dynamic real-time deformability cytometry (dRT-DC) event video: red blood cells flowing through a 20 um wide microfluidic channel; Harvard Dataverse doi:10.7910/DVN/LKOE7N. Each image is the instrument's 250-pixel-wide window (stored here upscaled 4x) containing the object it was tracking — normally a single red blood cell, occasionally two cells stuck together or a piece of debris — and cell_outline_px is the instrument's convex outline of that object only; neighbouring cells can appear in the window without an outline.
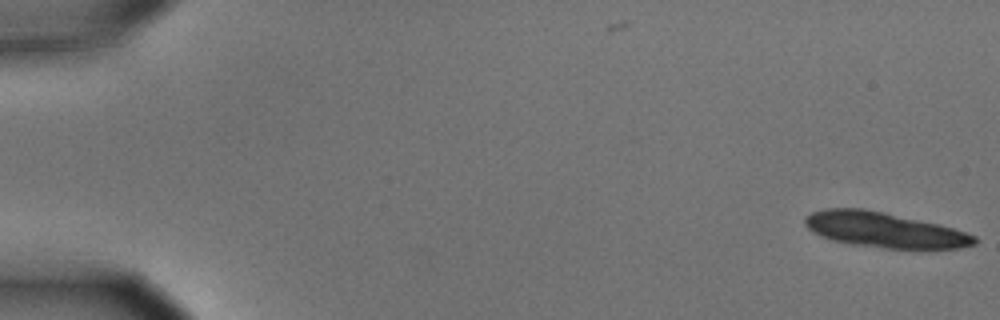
{"species": "common noctule bat (a hibernating species)", "species_latin": "Nyctalus noctula", "temperature_condition": "cold", "stored_images_in_passage": 6, "segment_of_instrument_passage": [1, 2], "camera_frame_rate_fps": 3000, "um_per_image_px": 0.085, "animal": {"sex": "male", "body_mass_g": 15.6}, "frame": {"image": 1, "passage_image": 1, "time_ms": 0.0, "image_size_px": [1000, 320], "cell_outline_px": [[976, 244], [960, 248], [920, 252], [880, 248], [852, 244], [832, 240], [820, 236], [812, 232], [804, 224], [804, 220], [812, 212], [824, 208], [864, 208], [884, 212], [940, 224], [976, 236]], "centroid_in_image_um": [75.24, 19.59], "position_along_channel_um": 9.8, "area_um2": 35.84}}